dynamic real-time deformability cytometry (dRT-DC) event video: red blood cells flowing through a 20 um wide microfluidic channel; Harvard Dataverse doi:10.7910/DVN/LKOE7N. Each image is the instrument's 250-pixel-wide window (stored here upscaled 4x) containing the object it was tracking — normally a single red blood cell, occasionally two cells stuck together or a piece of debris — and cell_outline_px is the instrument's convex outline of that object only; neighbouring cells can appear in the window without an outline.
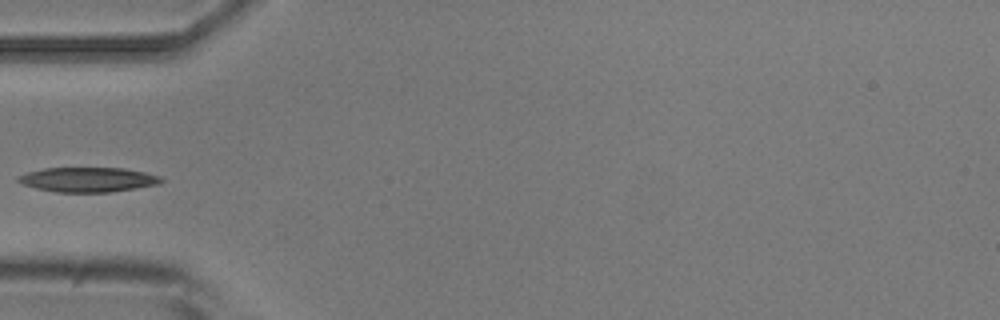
{"species": "common noctule bat (a hibernating species)", "species_latin": "Nyctalus noctula", "temperature_condition": "room temperature", "stored_images_in_passage": 5, "camera_frame_rate_fps": 3000, "um_per_image_px": 0.085, "animal": {"sex": "male", "body_mass_g": 20.5, "forearm_length_mm": 52.5}, "frame": {"image": 1, "passage_image": 4, "time_ms": 3.333, "image_size_px": [1000, 320], "cell_outline_px": [[164, 180], [160, 184], [112, 192], [56, 192], [36, 188], [24, 184], [16, 180], [16, 176], [28, 172], [44, 168], [124, 168], [144, 172], [160, 176]], "centroid_in_image_um": [7.49, 15.27], "position_along_channel_um": 77.5, "area_um2": 20.58}}
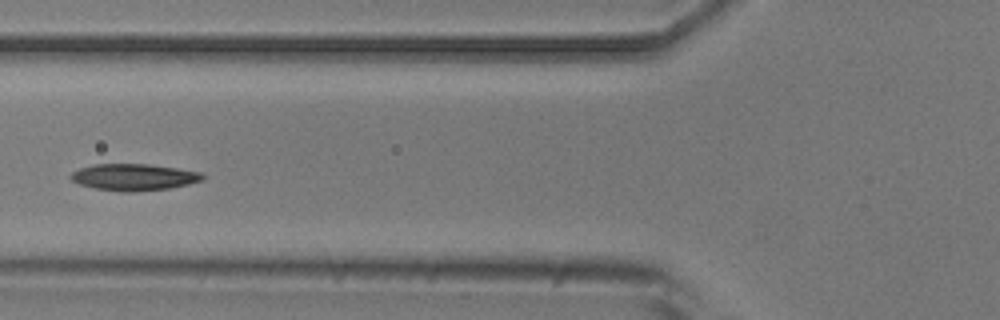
{"frame": {"image": 2, "passage_image": 5, "time_ms": 4.333, "image_size_px": [1000, 320], "cell_outline_px": [[208, 176], [204, 180], [188, 184], [168, 188], [132, 192], [120, 192], [96, 188], [80, 184], [72, 180], [68, 176], [72, 172], [80, 168], [92, 164], [148, 164], [204, 172]], "centroid_in_image_um": [11.42, 15.05], "position_along_channel_um": 114.4, "area_um2": 20.63}}